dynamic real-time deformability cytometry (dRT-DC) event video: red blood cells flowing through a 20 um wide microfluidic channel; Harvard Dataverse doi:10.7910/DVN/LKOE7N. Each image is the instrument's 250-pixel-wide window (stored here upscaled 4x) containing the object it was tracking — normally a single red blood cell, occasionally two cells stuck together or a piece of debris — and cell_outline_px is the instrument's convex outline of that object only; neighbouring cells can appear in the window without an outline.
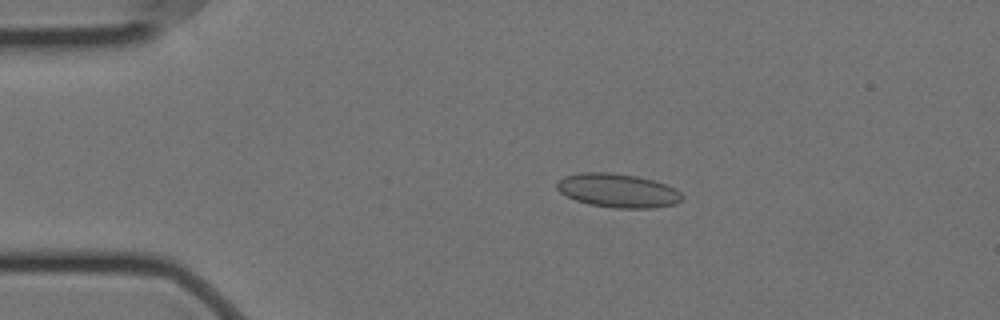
{"species": "Egyptian fruit bat (a non-hibernating species)", "species_latin": "Rousettus aegyptiacus", "temperature_condition": "cold", "stored_images_in_passage": 50, "camera_frame_rate_fps": 3000, "um_per_image_px": 0.085, "animal": {"sex": "female"}, "frame": {"image": 1, "passage_image": 4, "time_ms": 1.0, "image_size_px": [1000, 320], "cell_outline_px": [[684, 196], [676, 204], [656, 208], [616, 208], [588, 204], [576, 200], [560, 192], [556, 188], [556, 184], [564, 176], [580, 172], [608, 172], [636, 176], [652, 180], [676, 188]], "centroid_in_image_um": [52.52, 16.2], "position_along_channel_um": 32.5, "area_um2": 24.68}}
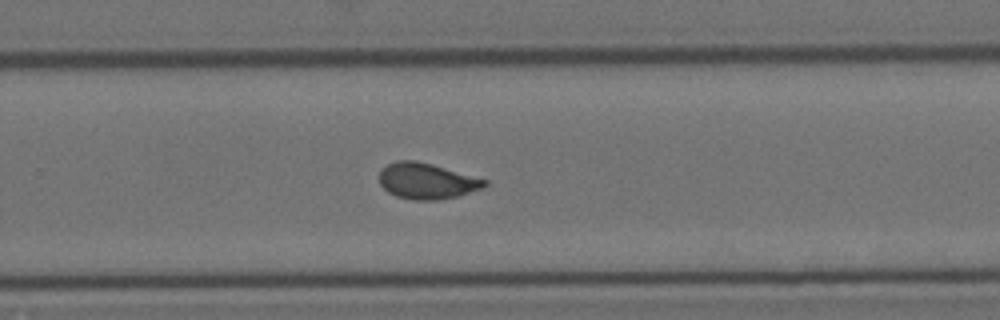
{"frame": {"image": 2, "passage_image": 30, "time_ms": 9.667, "image_size_px": [1000, 320], "cell_outline_px": [[488, 184], [484, 188], [460, 196], [436, 200], [412, 200], [396, 196], [388, 192], [380, 184], [380, 172], [388, 164], [396, 160], [416, 160], [432, 164], [488, 180]], "centroid_in_image_um": [36.31, 15.39], "position_along_channel_um": 293.5, "area_um2": 22.14}}
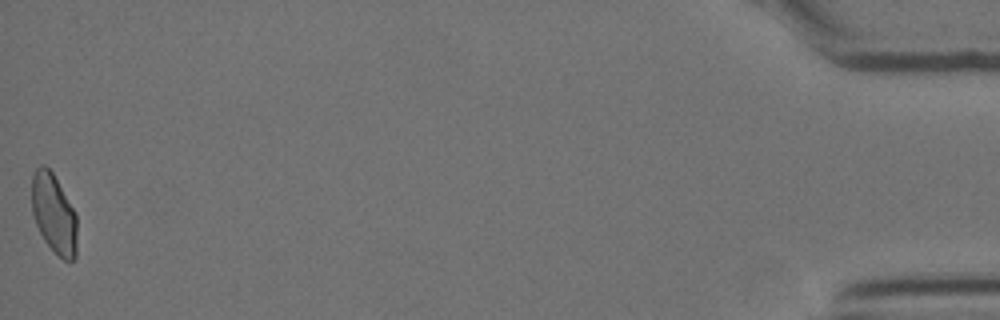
{"frame": {"image": 3, "passage_image": 50, "time_ms": 16.333, "image_size_px": [1000, 320], "cell_outline_px": [[76, 256], [72, 260], [64, 260], [44, 240], [36, 224], [32, 212], [32, 176], [36, 168], [40, 164], [44, 164], [52, 172], [76, 212]], "centroid_in_image_um": [4.57, 18.13], "position_along_channel_um": 430.6, "area_um2": 20.81}}